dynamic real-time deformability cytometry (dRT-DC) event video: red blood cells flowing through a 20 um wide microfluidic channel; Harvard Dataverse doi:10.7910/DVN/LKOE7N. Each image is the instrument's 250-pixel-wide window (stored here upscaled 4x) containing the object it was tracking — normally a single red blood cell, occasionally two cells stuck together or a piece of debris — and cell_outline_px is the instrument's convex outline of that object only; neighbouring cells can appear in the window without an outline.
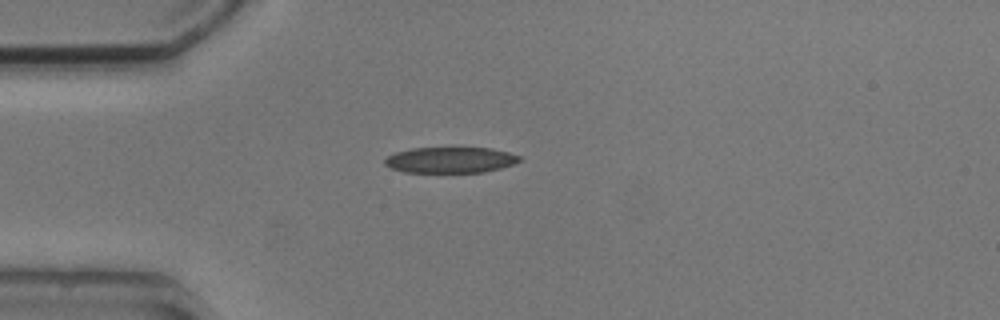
{"species": "common noctule bat (a hibernating species)", "species_latin": "Nyctalus noctula", "temperature_condition": "cold", "stored_images_in_passage": 1, "camera_frame_rate_fps": 3000, "um_per_image_px": 0.085, "animal": {"sex": "male", "body_mass_g": 20.5, "forearm_length_mm": 52.5}, "frame": {"image": 1, "passage_image": 1, "time_ms": 0.0, "image_size_px": [1000, 320], "cell_outline_px": [[524, 160], [500, 168], [484, 172], [404, 172], [392, 168], [384, 164], [384, 160], [388, 156], [396, 152], [412, 148], [492, 148], [508, 152], [520, 156]], "centroid_in_image_um": [38.3, 13.59], "position_along_channel_um": 46.7, "area_um2": 20.23}}